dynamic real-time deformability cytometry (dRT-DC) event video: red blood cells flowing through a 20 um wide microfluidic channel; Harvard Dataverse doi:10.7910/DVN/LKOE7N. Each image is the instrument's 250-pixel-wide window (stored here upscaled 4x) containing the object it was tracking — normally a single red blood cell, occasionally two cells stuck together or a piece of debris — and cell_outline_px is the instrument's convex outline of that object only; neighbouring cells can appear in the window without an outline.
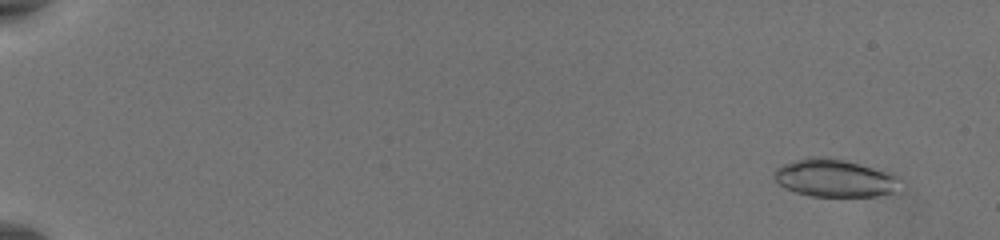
{"species": "common noctule bat (a hibernating species)", "species_latin": "Nyctalus noctula", "temperature_condition": "warm", "stored_images_in_passage": 20, "camera_frame_rate_fps": 3000, "um_per_image_px": 0.085, "animal": {"sex": "female", "body_mass_g": 19.5, "forearm_length_mm": 54.1}, "frame": {"image": 1, "passage_image": 4, "time_ms": 1.0, "image_size_px": [1000, 240], "cell_outline_px": [[904, 180], [892, 192], [876, 196], [812, 196], [796, 192], [784, 188], [772, 176], [772, 172], [776, 168], [784, 164], [808, 156], [820, 156], [844, 160], [896, 172]], "centroid_in_image_um": [71.0, 15.12], "position_along_channel_um": 14.0, "area_um2": 28.15}}
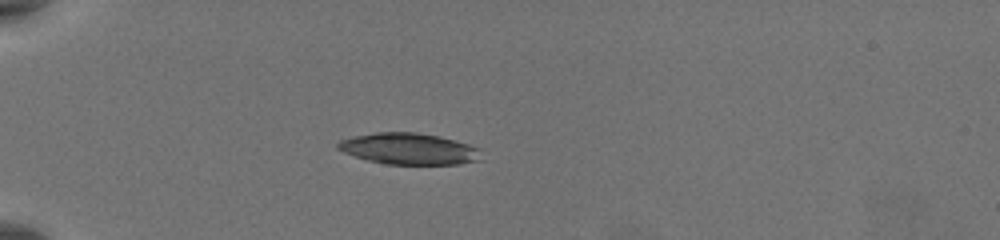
{"frame": {"image": 2, "passage_image": 16, "time_ms": 5.0, "image_size_px": [1000, 240], "cell_outline_px": [[484, 160], [460, 164], [388, 164], [368, 160], [344, 152], [336, 148], [336, 144], [340, 140], [356, 136], [376, 132], [416, 132], [436, 136], [468, 144], [480, 148]], "centroid_in_image_um": [34.81, 12.66], "position_along_channel_um": 50.2, "area_um2": 26.13}}